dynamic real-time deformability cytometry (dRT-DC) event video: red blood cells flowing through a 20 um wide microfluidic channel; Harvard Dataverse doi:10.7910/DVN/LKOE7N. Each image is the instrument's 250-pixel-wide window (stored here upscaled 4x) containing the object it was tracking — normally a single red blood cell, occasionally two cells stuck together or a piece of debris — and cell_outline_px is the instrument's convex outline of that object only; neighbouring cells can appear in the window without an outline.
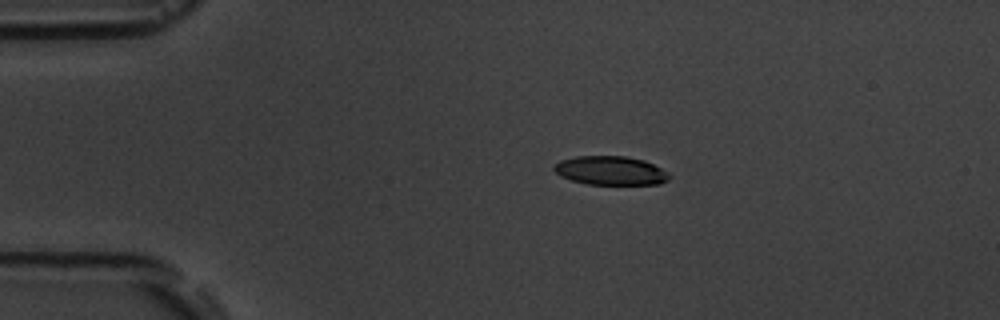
{"species": "common noctule bat (a hibernating species)", "species_latin": "Nyctalus noctula", "temperature_condition": "room temperature", "stored_images_in_passage": 5, "camera_frame_rate_fps": 3000, "um_per_image_px": 0.085, "animal": {"sex": "male", "body_mass_g": 19.5, "forearm_length_mm": 54.6}, "frame": {"image": 1, "passage_image": 1, "time_ms": 0.0, "image_size_px": [1000, 320], "cell_outline_px": [[668, 180], [660, 184], [588, 184], [572, 180], [560, 176], [552, 168], [560, 160], [576, 156], [628, 156], [644, 160], [668, 172]], "centroid_in_image_um": [51.88, 14.49], "position_along_channel_um": 33.1, "area_um2": 19.25}}
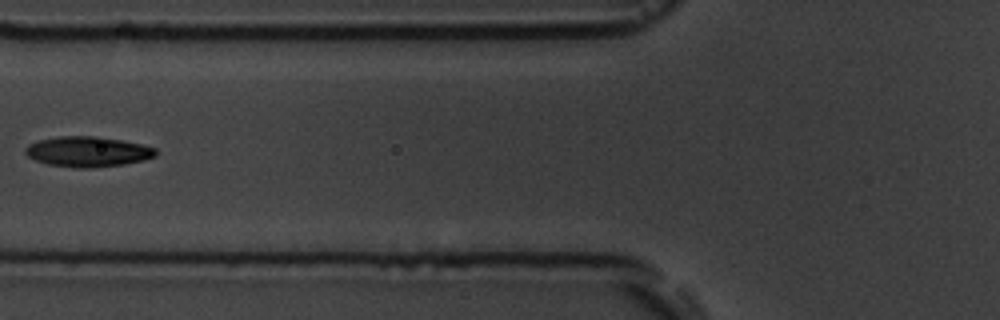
{"frame": {"image": 2, "passage_image": 4, "time_ms": 3.667, "image_size_px": [1000, 320], "cell_outline_px": [[156, 156], [144, 160], [124, 164], [92, 168], [76, 168], [48, 164], [36, 160], [28, 156], [24, 152], [24, 148], [28, 144], [36, 140], [60, 136], [96, 136], [120, 140], [140, 144], [156, 148]], "centroid_in_image_um": [7.43, 12.89], "position_along_channel_um": 118.4, "area_um2": 23.06}}
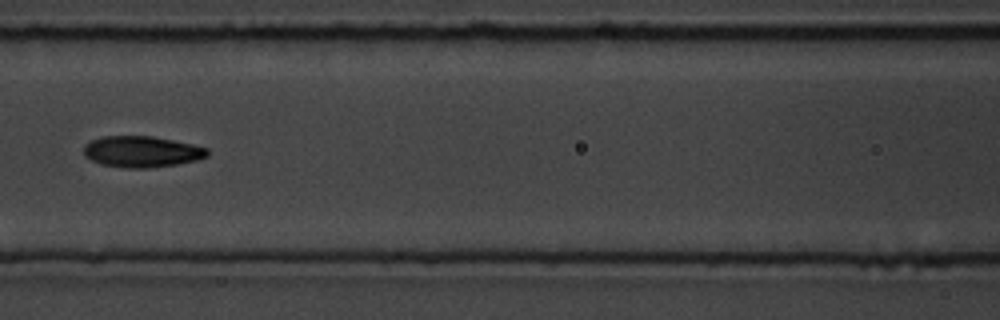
{"frame": {"image": 3, "passage_image": 5, "time_ms": 4.667, "image_size_px": [1000, 320], "cell_outline_px": [[208, 156], [196, 160], [176, 164], [148, 168], [128, 168], [100, 164], [84, 156], [84, 144], [92, 140], [104, 136], [152, 136], [192, 144], [208, 148]], "centroid_in_image_um": [12.03, 12.89], "position_along_channel_um": 154.6, "area_um2": 22.37}}